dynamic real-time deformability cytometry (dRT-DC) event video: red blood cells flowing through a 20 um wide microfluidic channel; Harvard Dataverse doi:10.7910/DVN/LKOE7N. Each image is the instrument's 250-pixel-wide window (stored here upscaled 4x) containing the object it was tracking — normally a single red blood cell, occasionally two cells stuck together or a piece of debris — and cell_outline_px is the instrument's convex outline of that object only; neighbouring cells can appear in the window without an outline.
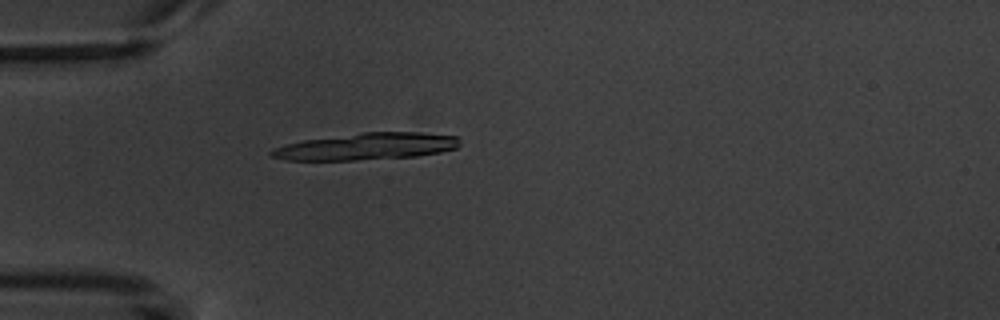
{"species": "common noctule bat (a hibernating species)", "species_latin": "Nyctalus noctula", "temperature_condition": "warm", "stored_images_in_passage": 5, "camera_frame_rate_fps": 3000, "um_per_image_px": 0.085, "animal": {"sex": "male", "body_mass_g": 20.1, "forearm_length_mm": 53.5}, "frame": {"image": 1, "passage_image": 5, "time_ms": 4.667, "image_size_px": [1000, 320], "cell_outline_px": [[460, 144], [456, 148], [440, 152], [416, 156], [356, 160], [284, 160], [268, 156], [268, 152], [272, 148], [304, 140], [364, 132], [420, 132], [456, 136], [460, 140]], "centroid_in_image_um": [31.13, 12.45], "position_along_channel_um": 53.9, "area_um2": 29.42}}